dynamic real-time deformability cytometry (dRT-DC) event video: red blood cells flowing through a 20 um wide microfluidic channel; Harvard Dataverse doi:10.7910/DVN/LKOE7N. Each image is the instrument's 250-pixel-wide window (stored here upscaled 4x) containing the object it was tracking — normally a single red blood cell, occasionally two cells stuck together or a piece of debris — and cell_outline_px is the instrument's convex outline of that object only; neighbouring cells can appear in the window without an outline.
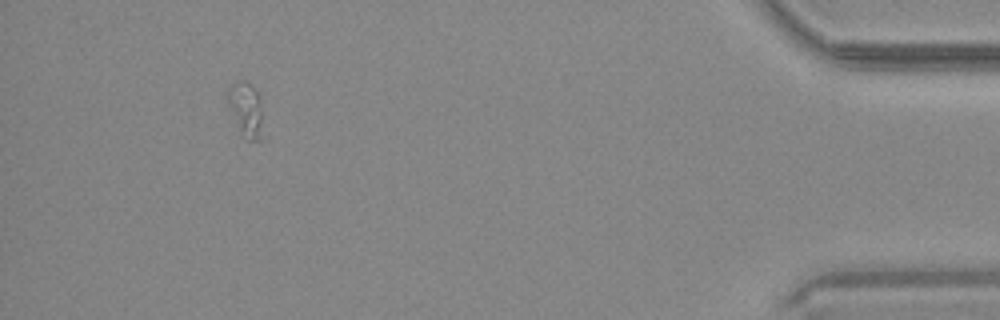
{"species": "common noctule bat (a hibernating species)", "species_latin": "Nyctalus noctula", "temperature_condition": "warm", "stored_images_in_passage": 33, "camera_frame_rate_fps": 3000, "um_per_image_px": 0.085, "animal": {"sex": "male", "body_mass_g": 20.4}, "frame": {"image": 1, "passage_image": 30, "time_ms": 9.667, "image_size_px": [1000, 320], "cell_outline_px": [[264, 140], [248, 140], [224, 96], [224, 92], [232, 84], [240, 80], [244, 80], [260, 92]], "centroid_in_image_um": [20.95, 9.23], "position_along_channel_um": 414.2, "area_um2": 11.21}}